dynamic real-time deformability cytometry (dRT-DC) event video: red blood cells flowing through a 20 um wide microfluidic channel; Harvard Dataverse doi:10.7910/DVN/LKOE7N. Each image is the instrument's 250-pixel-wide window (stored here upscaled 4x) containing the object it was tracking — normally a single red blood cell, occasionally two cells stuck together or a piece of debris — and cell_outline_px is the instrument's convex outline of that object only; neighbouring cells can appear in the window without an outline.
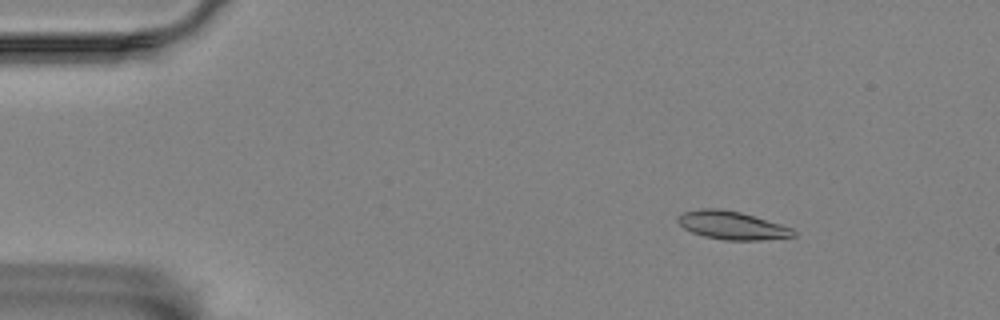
{"species": "Egyptian fruit bat (a non-hibernating species)", "species_latin": "Rousettus aegyptiacus", "temperature_condition": "room temperature", "stored_images_in_passage": 13, "camera_frame_rate_fps": 3000, "um_per_image_px": 0.085, "animal": {"sex": "female"}, "frame": {"image": 1, "passage_image": 3, "time_ms": 0.667, "image_size_px": [1000, 320], "cell_outline_px": [[796, 236], [760, 240], [724, 240], [704, 236], [692, 232], [684, 228], [676, 220], [684, 212], [700, 208], [720, 208], [740, 212], [780, 224], [792, 228], [796, 232]], "centroid_in_image_um": [62.22, 19.15], "position_along_channel_um": 22.8, "area_um2": 18.84}}